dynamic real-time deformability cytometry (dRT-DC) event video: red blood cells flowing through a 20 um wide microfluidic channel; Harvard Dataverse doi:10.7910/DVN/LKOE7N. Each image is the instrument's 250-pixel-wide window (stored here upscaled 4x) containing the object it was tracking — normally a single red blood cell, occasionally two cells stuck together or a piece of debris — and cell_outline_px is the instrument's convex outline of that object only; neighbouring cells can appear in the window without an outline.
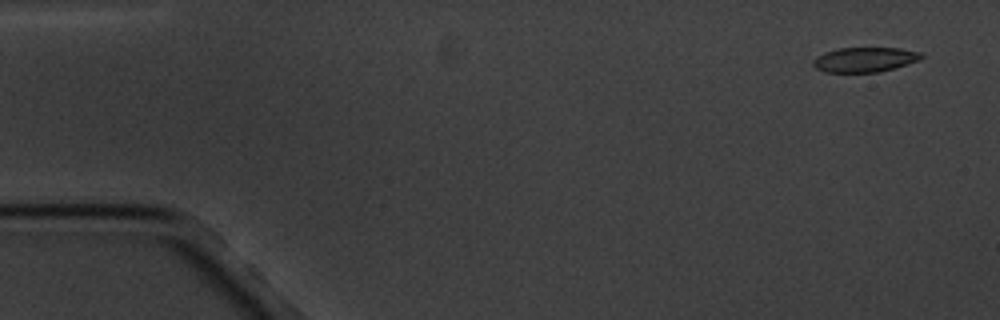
{"species": "common noctule bat (a hibernating species)", "species_latin": "Nyctalus noctula", "temperature_condition": "cold", "stored_images_in_passage": 5, "segment_of_instrument_passage": [1, 2], "camera_frame_rate_fps": 3000, "um_per_image_px": 0.085, "animal": {"sex": "male", "body_mass_g": 20.1, "forearm_length_mm": 53.5}, "frame": {"image": 1, "passage_image": 1, "time_ms": 0.0, "image_size_px": [1000, 320], "cell_outline_px": [[924, 56], [920, 60], [880, 72], [824, 72], [816, 68], [812, 64], [812, 60], [816, 56], [824, 52], [840, 48], [900, 48], [920, 52]], "centroid_in_image_um": [73.48, 5.06], "position_along_channel_um": 11.5, "area_um2": 15.66}}
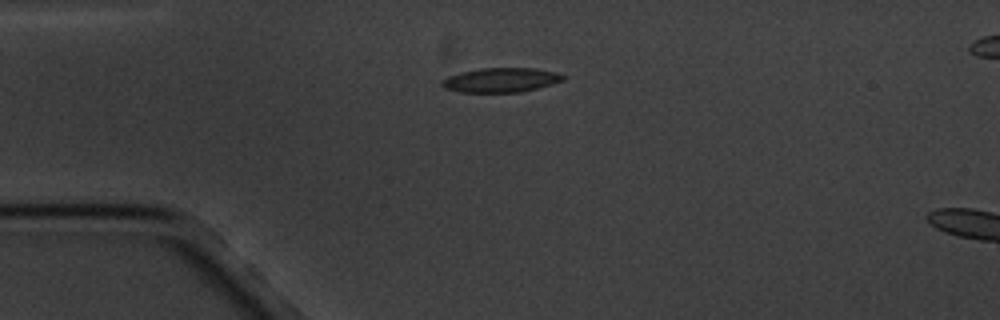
{"frame": {"image": 2, "passage_image": 4, "time_ms": 3.667, "image_size_px": [1000, 320], "cell_outline_px": [[564, 80], [552, 84], [520, 92], [460, 92], [444, 88], [440, 84], [440, 80], [448, 76], [460, 72], [480, 68], [536, 68], [556, 72], [564, 76]], "centroid_in_image_um": [42.54, 6.8], "position_along_channel_um": 42.5, "area_um2": 17.28}}